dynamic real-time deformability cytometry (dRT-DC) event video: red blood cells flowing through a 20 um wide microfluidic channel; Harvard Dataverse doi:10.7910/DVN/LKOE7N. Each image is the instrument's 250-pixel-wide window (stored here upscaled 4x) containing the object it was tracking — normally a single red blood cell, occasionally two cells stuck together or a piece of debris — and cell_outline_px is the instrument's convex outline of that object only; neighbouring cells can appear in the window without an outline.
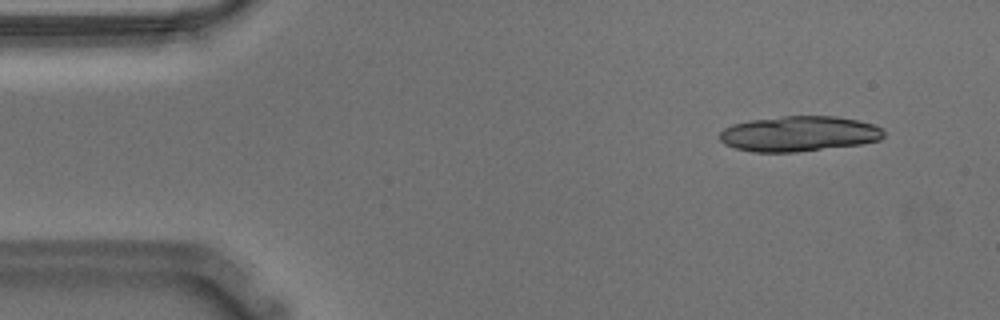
{"species": "Egyptian fruit bat (a non-hibernating species)", "species_latin": "Rousettus aegyptiacus", "temperature_condition": "warm", "stored_images_in_passage": 22, "camera_frame_rate_fps": 3000, "um_per_image_px": 0.085, "animal": {"sex": "male"}, "frame": {"image": 1, "passage_image": 4, "time_ms": 1.0, "image_size_px": [1000, 320], "cell_outline_px": [[884, 136], [880, 140], [860, 144], [796, 152], [752, 152], [736, 148], [724, 144], [720, 140], [720, 132], [724, 128], [732, 124], [752, 120], [784, 116], [836, 116], [860, 120], [872, 124], [880, 128], [884, 132]], "centroid_in_image_um": [67.91, 11.37], "position_along_channel_um": 17.1, "area_um2": 33.76}}